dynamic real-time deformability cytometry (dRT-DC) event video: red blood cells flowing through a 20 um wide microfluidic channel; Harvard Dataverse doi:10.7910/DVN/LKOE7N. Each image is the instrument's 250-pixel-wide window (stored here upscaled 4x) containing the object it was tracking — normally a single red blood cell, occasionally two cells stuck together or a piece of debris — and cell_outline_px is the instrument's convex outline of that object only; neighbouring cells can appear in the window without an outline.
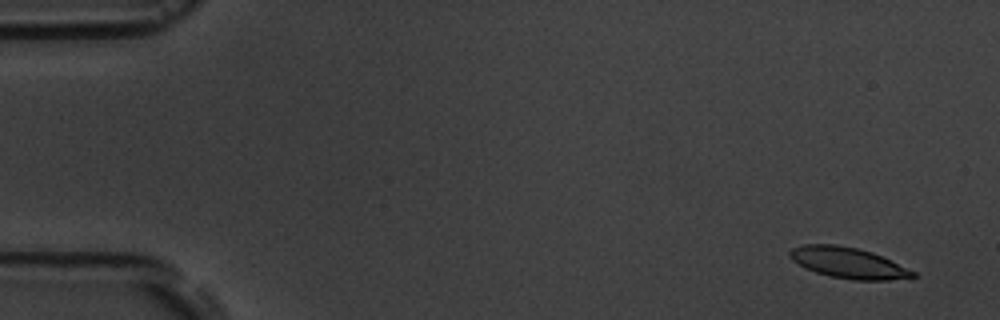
{"species": "common noctule bat (a hibernating species)", "species_latin": "Nyctalus noctula", "temperature_condition": "room temperature", "stored_images_in_passage": 4, "camera_frame_rate_fps": 3000, "um_per_image_px": 0.085, "animal": {"sex": "male", "body_mass_g": 19.5, "forearm_length_mm": 54.6}, "frame": {"image": 1, "passage_image": 1, "time_ms": 0.0, "image_size_px": [1000, 320], "cell_outline_px": [[920, 276], [888, 280], [852, 280], [832, 276], [816, 272], [804, 268], [792, 260], [788, 256], [788, 252], [792, 248], [804, 244], [836, 244], [856, 248], [872, 252], [916, 272]], "centroid_in_image_um": [72.07, 22.34], "position_along_channel_um": 12.9, "area_um2": 22.08}}